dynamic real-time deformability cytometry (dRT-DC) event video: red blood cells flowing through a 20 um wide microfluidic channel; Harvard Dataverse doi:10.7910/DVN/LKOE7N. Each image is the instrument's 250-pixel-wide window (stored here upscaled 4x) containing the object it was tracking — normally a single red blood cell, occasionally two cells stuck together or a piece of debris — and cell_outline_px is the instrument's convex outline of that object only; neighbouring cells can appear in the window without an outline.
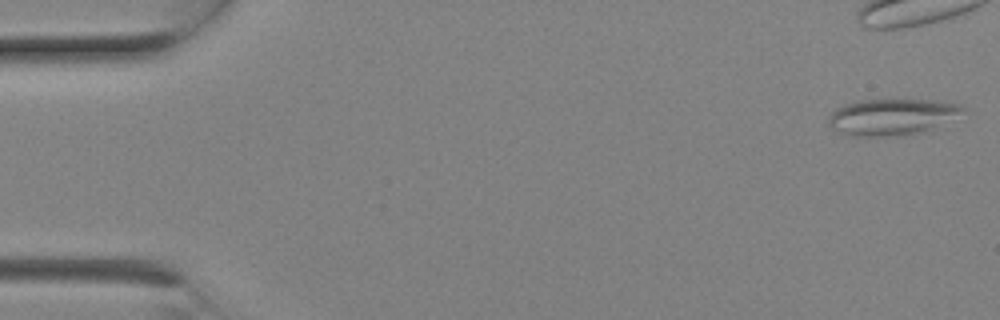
{"species": "Egyptian fruit bat (a non-hibernating species)", "species_latin": "Rousettus aegyptiacus", "temperature_condition": "room temperature", "stored_images_in_passage": 9, "camera_frame_rate_fps": 3000, "um_per_image_px": 0.085, "animal": {"sex": "female"}, "frame": {"image": 1, "passage_image": 1, "time_ms": 0.0, "image_size_px": [1000, 320], "cell_outline_px": [[964, 108], [928, 128], [912, 132], [884, 136], [852, 136], [832, 128], [828, 124], [828, 116], [836, 108], [844, 104], [856, 100], [932, 100], [964, 104]], "centroid_in_image_um": [75.62, 9.89], "position_along_channel_um": 9.4, "area_um2": 27.05}}
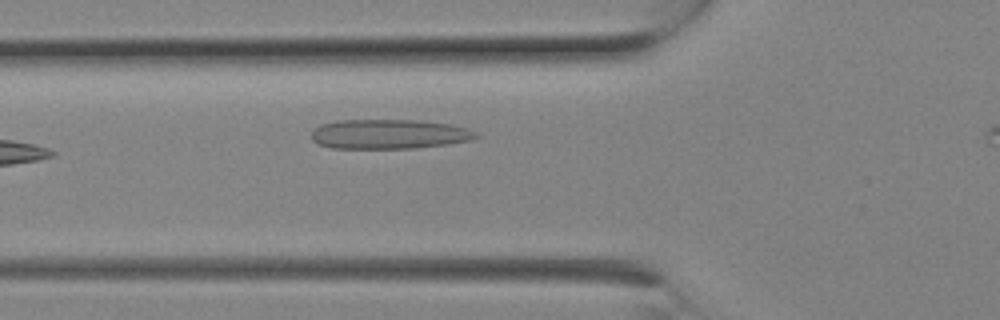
{"frame": {"image": 2, "passage_image": 9, "time_ms": 2.667, "image_size_px": [1000, 320], "cell_outline_px": [[480, 136], [472, 140], [448, 144], [416, 148], [332, 148], [320, 144], [312, 140], [312, 132], [320, 124], [336, 120], [416, 120], [448, 124], [468, 128], [476, 132]], "centroid_in_image_um": [33.09, 11.4], "position_along_channel_um": 92.7, "area_um2": 28.38}}